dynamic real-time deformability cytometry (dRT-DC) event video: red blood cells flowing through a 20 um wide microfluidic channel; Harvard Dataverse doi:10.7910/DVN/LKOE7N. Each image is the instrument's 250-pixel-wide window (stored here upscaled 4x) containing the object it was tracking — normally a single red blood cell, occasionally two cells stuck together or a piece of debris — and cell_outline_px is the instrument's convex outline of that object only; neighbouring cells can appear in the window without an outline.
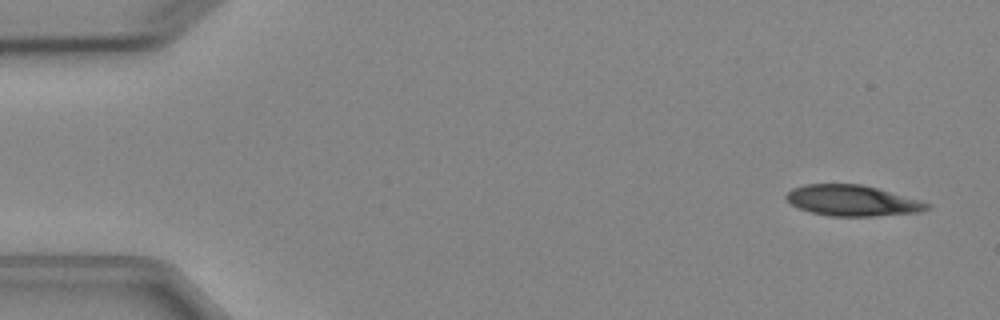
{"species": "Egyptian fruit bat (a non-hibernating species)", "species_latin": "Rousettus aegyptiacus", "temperature_condition": "cold", "stored_images_in_passage": 6, "camera_frame_rate_fps": 3000, "um_per_image_px": 0.085, "animal": {"sex": "female"}, "frame": {"image": 1, "passage_image": 1, "time_ms": 0.0, "image_size_px": [1000, 320], "cell_outline_px": [[932, 208], [920, 212], [872, 216], [828, 216], [812, 212], [800, 208], [792, 204], [784, 196], [792, 188], [804, 184], [860, 184], [876, 188], [920, 200], [932, 204]], "centroid_in_image_um": [72.47, 17.05], "position_along_channel_um": 12.5, "area_um2": 25.14}}
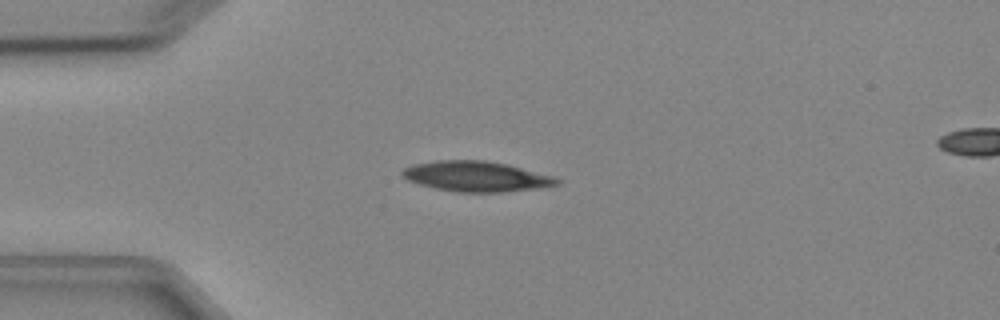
{"frame": {"image": 2, "passage_image": 4, "time_ms": 3.333, "image_size_px": [1000, 320], "cell_outline_px": [[564, 180], [560, 184], [540, 188], [504, 192], [456, 192], [436, 188], [420, 184], [408, 180], [400, 176], [400, 172], [404, 168], [412, 164], [436, 160], [484, 160], [508, 164], [556, 176]], "centroid_in_image_um": [40.53, 14.99], "position_along_channel_um": 44.5, "area_um2": 27.74}}